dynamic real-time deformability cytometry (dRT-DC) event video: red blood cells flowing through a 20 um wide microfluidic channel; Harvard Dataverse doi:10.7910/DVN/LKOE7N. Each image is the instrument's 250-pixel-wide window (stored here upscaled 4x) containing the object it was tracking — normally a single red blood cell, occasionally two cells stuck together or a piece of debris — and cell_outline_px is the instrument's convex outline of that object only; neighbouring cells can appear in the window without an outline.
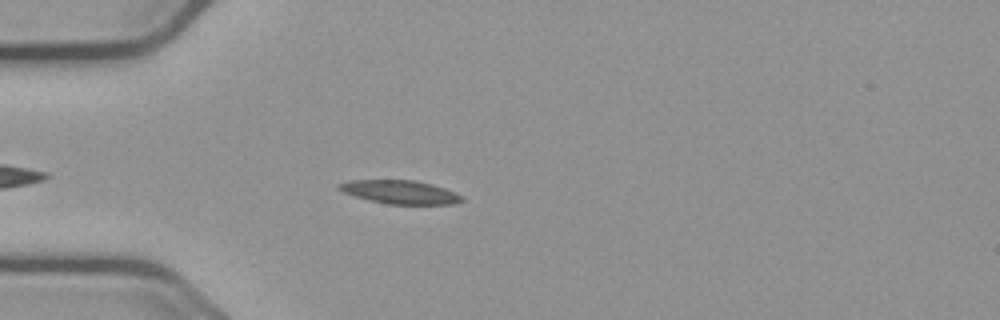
{"species": "common noctule bat (a hibernating species)", "species_latin": "Nyctalus noctula", "temperature_condition": "cold", "stored_images_in_passage": 44, "camera_frame_rate_fps": 3000, "um_per_image_px": 0.085, "animal": {"sex": "male", "body_mass_g": 23.1, "forearm_length_mm": 52.7}, "frame": {"image": 1, "passage_image": 7, "time_ms": 2.0, "image_size_px": [1000, 320], "cell_outline_px": [[464, 200], [452, 204], [388, 204], [368, 200], [344, 192], [336, 188], [336, 184], [352, 180], [416, 180], [432, 184], [444, 188], [460, 196]], "centroid_in_image_um": [33.95, 16.32], "position_along_channel_um": 51.0, "area_um2": 16.65}}
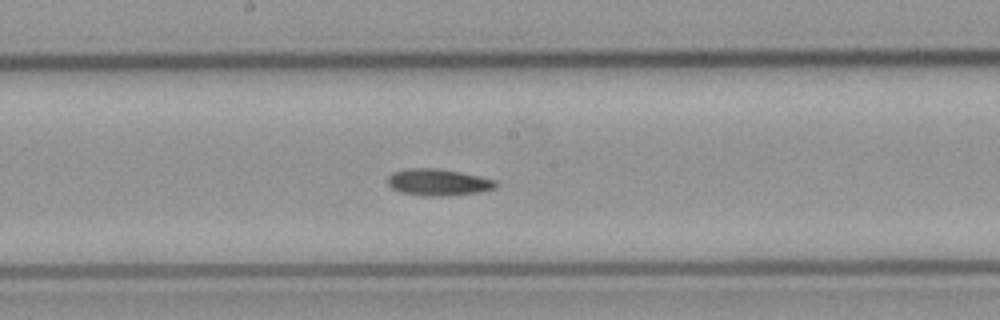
{"frame": {"image": 2, "passage_image": 21, "time_ms": 6.667, "image_size_px": [1000, 320], "cell_outline_px": [[496, 188], [480, 192], [448, 196], [420, 196], [400, 192], [392, 188], [388, 184], [388, 176], [392, 172], [412, 168], [436, 168], [460, 172], [480, 176], [496, 180]], "centroid_in_image_um": [37.25, 15.5], "position_along_channel_um": 211.0, "area_um2": 16.94}}
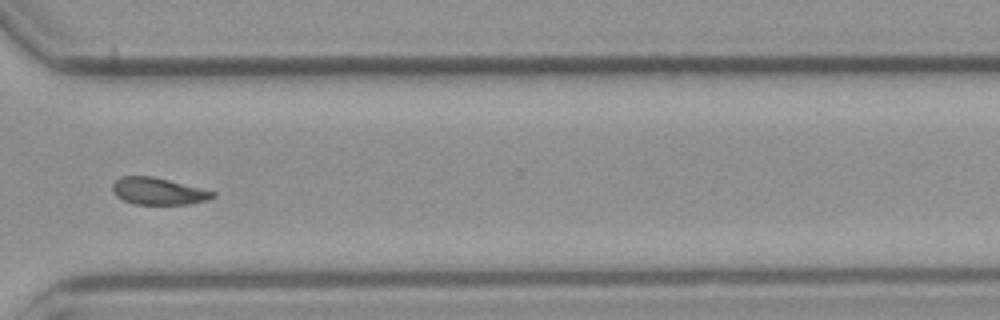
{"frame": {"image": 3, "passage_image": 33, "time_ms": 10.667, "image_size_px": [1000, 320], "cell_outline_px": [[216, 196], [208, 200], [188, 204], [136, 204], [124, 200], [116, 196], [112, 188], [112, 184], [120, 176], [152, 176], [216, 192]], "centroid_in_image_um": [13.45, 16.25], "position_along_channel_um": 357.2, "area_um2": 15.61}}